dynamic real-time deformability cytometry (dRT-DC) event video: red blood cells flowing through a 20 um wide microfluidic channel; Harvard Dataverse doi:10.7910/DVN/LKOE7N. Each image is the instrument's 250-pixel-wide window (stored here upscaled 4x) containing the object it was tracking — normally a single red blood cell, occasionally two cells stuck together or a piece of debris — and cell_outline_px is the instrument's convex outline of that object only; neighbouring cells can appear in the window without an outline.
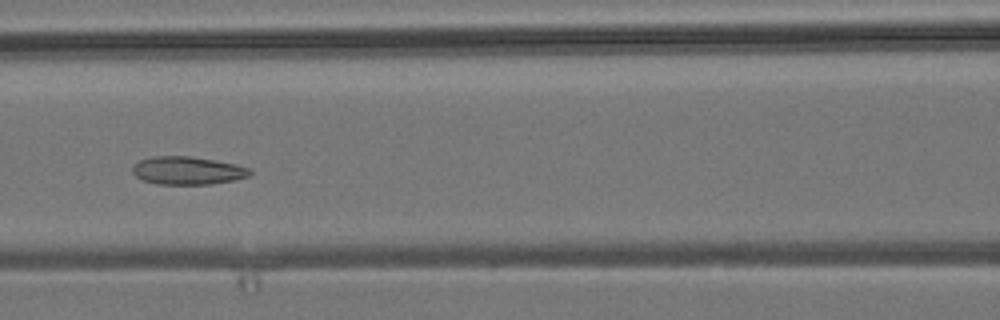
{"species": "common noctule bat (a hibernating species)", "species_latin": "Nyctalus noctula", "temperature_condition": "room temperature", "stored_images_in_passage": 7, "camera_frame_rate_fps": 3000, "um_per_image_px": 0.085, "animal": {"sex": "male", "body_mass_g": 19.2, "forearm_length_mm": 51.8}, "frame": {"image": 1, "passage_image": 7, "time_ms": 7.0, "image_size_px": [1000, 320], "cell_outline_px": [[252, 172], [248, 176], [232, 180], [208, 184], [160, 184], [144, 180], [136, 176], [132, 172], [132, 164], [140, 160], [152, 156], [188, 156], [236, 164], [252, 168]], "centroid_in_image_um": [15.92, 14.49], "position_along_channel_um": 150.7, "area_um2": 19.02}}